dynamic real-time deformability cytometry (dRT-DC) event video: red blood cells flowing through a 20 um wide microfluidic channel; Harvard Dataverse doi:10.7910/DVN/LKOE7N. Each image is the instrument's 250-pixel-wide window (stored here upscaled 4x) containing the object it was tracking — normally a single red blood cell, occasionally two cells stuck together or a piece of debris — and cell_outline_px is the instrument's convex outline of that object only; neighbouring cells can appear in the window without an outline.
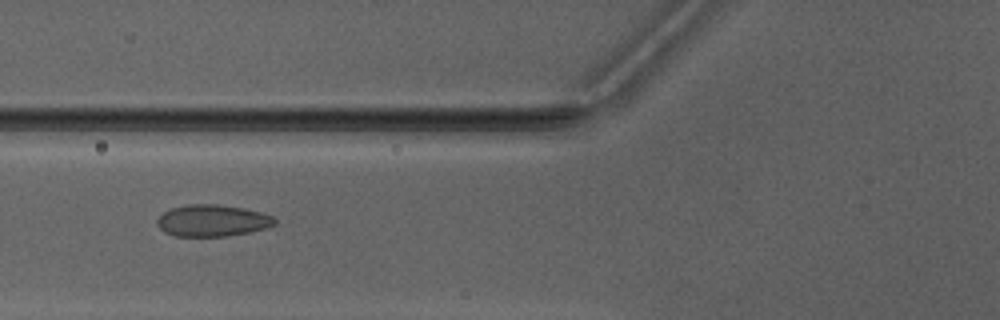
{"species": "Egyptian fruit bat (a non-hibernating species)", "species_latin": "Rousettus aegyptiacus", "temperature_condition": "warm", "stored_images_in_passage": 2, "camera_frame_rate_fps": 3000, "um_per_image_px": 0.085, "animal": {"sex": "male"}, "frame": {"image": 1, "passage_image": 2, "time_ms": 1.0, "image_size_px": [1000, 320], "cell_outline_px": [[276, 224], [268, 228], [228, 236], [176, 236], [164, 232], [156, 224], [156, 220], [164, 212], [172, 208], [188, 204], [216, 204], [244, 208], [260, 212], [272, 216], [276, 220]], "centroid_in_image_um": [18.05, 18.75], "position_along_channel_um": 107.7, "area_um2": 21.73}}